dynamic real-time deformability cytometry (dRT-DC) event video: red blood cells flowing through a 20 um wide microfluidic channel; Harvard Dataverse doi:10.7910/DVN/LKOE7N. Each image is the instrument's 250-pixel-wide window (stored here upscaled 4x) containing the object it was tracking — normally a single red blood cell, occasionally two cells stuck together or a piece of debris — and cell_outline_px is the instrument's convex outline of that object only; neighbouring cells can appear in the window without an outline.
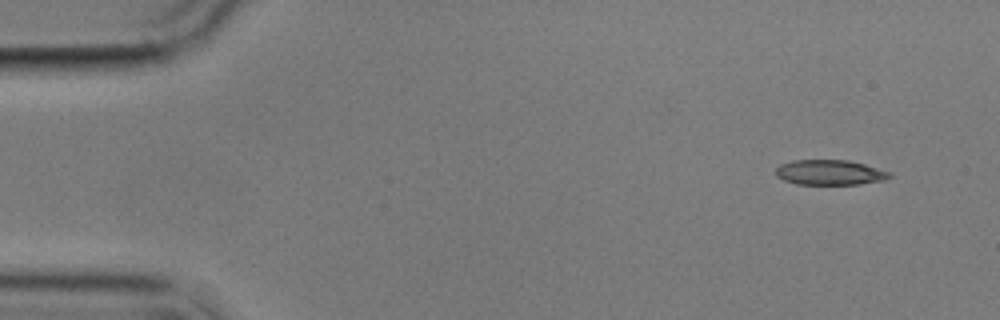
{"species": "common noctule bat (a hibernating species)", "species_latin": "Nyctalus noctula", "temperature_condition": "cold", "stored_images_in_passage": 5, "camera_frame_rate_fps": 3000, "um_per_image_px": 0.085, "animal": {"sex": "male", "body_mass_g": 17.9}, "frame": {"image": 1, "passage_image": 1, "time_ms": 0.0, "image_size_px": [1000, 320], "cell_outline_px": [[892, 176], [884, 180], [860, 184], [796, 184], [784, 180], [776, 176], [776, 168], [780, 164], [792, 160], [848, 160], [864, 164], [892, 172]], "centroid_in_image_um": [70.54, 14.65], "position_along_channel_um": 14.5, "area_um2": 16.7}}
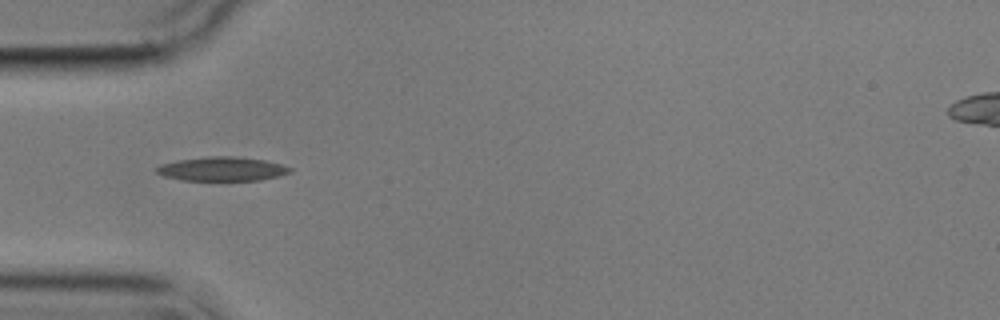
{"frame": {"image": 2, "passage_image": 4, "time_ms": 4.333, "image_size_px": [1000, 320], "cell_outline_px": [[292, 172], [260, 180], [184, 180], [164, 176], [156, 172], [156, 168], [160, 164], [180, 160], [208, 156], [236, 156], [264, 160], [280, 164], [292, 168]], "centroid_in_image_um": [18.88, 14.35], "position_along_channel_um": 66.1, "area_um2": 18.5}}